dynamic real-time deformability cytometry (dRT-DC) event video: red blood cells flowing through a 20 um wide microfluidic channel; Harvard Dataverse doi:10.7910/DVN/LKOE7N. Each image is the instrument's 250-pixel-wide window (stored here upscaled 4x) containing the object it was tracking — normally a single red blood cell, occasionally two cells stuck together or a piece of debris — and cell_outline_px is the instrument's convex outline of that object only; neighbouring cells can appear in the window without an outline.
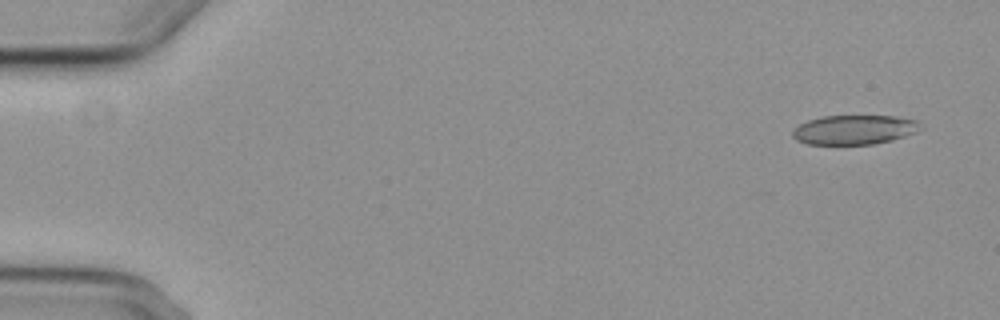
{"species": "common noctule bat (a hibernating species)", "species_latin": "Nyctalus noctula", "temperature_condition": "cold", "stored_images_in_passage": 5, "camera_frame_rate_fps": 3000, "um_per_image_px": 0.085, "animal": {"sex": "female", "body_mass_g": 29.2, "forearm_length_mm": 56.3}, "frame": {"image": 1, "passage_image": 1, "time_ms": 0.0, "image_size_px": [1000, 320], "cell_outline_px": [[924, 128], [916, 132], [892, 140], [872, 144], [808, 144], [796, 140], [792, 136], [792, 132], [800, 124], [808, 120], [824, 116], [896, 116], [916, 120]], "centroid_in_image_um": [72.64, 11.02], "position_along_channel_um": 12.4, "area_um2": 21.85}}
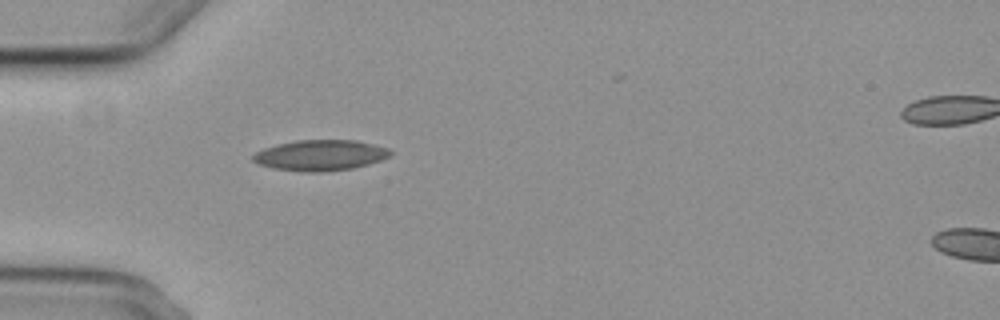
{"frame": {"image": 2, "passage_image": 4, "time_ms": 4.667, "image_size_px": [1000, 320], "cell_outline_px": [[392, 156], [368, 164], [352, 168], [320, 172], [304, 172], [272, 168], [260, 164], [252, 160], [252, 156], [256, 152], [264, 148], [276, 144], [296, 140], [356, 140], [388, 148], [392, 152]], "centroid_in_image_um": [27.22, 13.19], "position_along_channel_um": 57.8, "area_um2": 24.57}}